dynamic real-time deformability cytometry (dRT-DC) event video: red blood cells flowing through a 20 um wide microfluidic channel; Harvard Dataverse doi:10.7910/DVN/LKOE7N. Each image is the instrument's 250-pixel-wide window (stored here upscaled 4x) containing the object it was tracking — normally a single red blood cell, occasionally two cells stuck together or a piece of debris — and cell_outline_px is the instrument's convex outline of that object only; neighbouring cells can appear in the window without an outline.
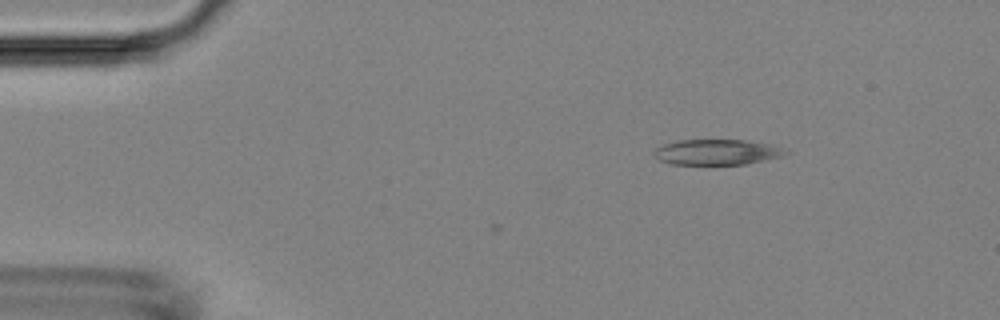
{"species": "Egyptian fruit bat (a non-hibernating species)", "species_latin": "Rousettus aegyptiacus", "temperature_condition": "room temperature", "stored_images_in_passage": 3, "camera_frame_rate_fps": 3000, "um_per_image_px": 0.085, "animal": {"sex": "female"}, "frame": {"image": 1, "passage_image": 1, "time_ms": 0.0, "image_size_px": [1000, 320], "cell_outline_px": [[792, 152], [780, 156], [748, 164], [672, 164], [660, 160], [652, 152], [656, 148], [664, 144], [676, 140], [748, 140], [772, 144]], "centroid_in_image_um": [60.96, 12.92], "position_along_channel_um": 24.0, "area_um2": 19.54}}